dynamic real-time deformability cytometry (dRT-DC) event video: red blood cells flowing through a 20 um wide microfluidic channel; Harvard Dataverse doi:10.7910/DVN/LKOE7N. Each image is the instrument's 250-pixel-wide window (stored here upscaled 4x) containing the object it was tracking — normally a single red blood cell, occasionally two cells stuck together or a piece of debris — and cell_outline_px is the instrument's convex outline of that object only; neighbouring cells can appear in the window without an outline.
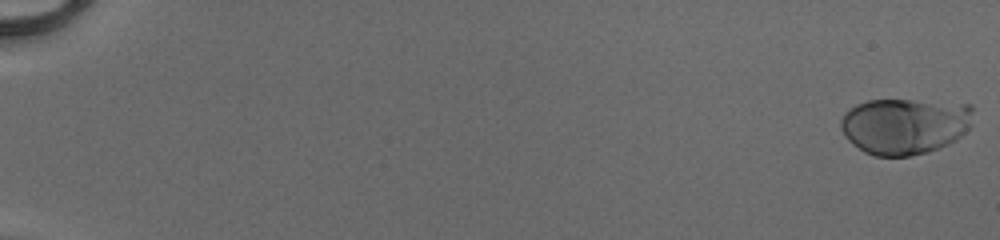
{"species": "human", "species_latin": "Homo sapiens", "temperature_condition": "cold", "stored_images_in_passage": 52, "camera_frame_rate_fps": 3000, "um_per_image_px": 0.085, "donor": {"sex": "male"}, "frame": {"image": 1, "passage_image": 1, "time_ms": 0.0, "image_size_px": [1000, 240], "cell_outline_px": [[972, 124], [956, 140], [948, 144], [928, 152], [908, 156], [876, 156], [864, 152], [852, 144], [844, 136], [840, 128], [840, 120], [844, 112], [856, 104], [868, 100], [912, 100], [972, 104]], "centroid_in_image_um": [76.88, 10.7], "position_along_channel_um": 8.1, "area_um2": 43.7}}
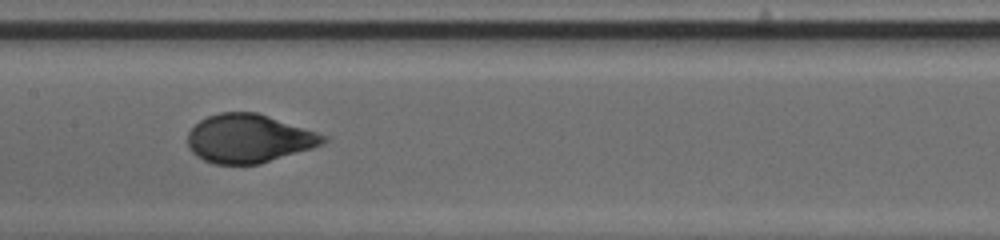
{"frame": {"image": 2, "passage_image": 29, "time_ms": 9.333, "image_size_px": [1000, 240], "cell_outline_px": [[328, 140], [312, 148], [260, 164], [212, 164], [196, 156], [188, 148], [188, 132], [200, 120], [208, 116], [220, 112], [256, 112], [328, 136]], "centroid_in_image_um": [21.12, 11.78], "position_along_channel_um": 186.3, "area_um2": 38.15}}
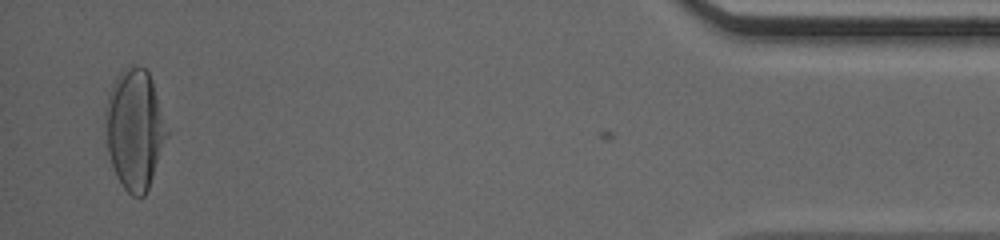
{"frame": {"image": 3, "passage_image": 51, "time_ms": 16.667, "image_size_px": [1000, 240], "cell_outline_px": [[168, 136], [148, 188], [144, 196], [132, 196], [124, 188], [116, 176], [108, 152], [104, 124], [104, 108], [108, 92], [112, 84], [120, 72], [124, 68], [144, 68], [148, 72], [152, 80], [168, 132]], "centroid_in_image_um": [11.42, 11.0], "position_along_channel_um": 423.8, "area_um2": 42.77}, "authors_computed_cell_mechanics": {"area_um2": 39.2462, "velocity_mm_per_s": 4.1385, "shape_relaxation_time_tau1_ms": 3.0279, "shape_relaxation_time_tau2_ms": null, "deformation_change_tau1": 0.1894, "deformation_change_tau2": null}}